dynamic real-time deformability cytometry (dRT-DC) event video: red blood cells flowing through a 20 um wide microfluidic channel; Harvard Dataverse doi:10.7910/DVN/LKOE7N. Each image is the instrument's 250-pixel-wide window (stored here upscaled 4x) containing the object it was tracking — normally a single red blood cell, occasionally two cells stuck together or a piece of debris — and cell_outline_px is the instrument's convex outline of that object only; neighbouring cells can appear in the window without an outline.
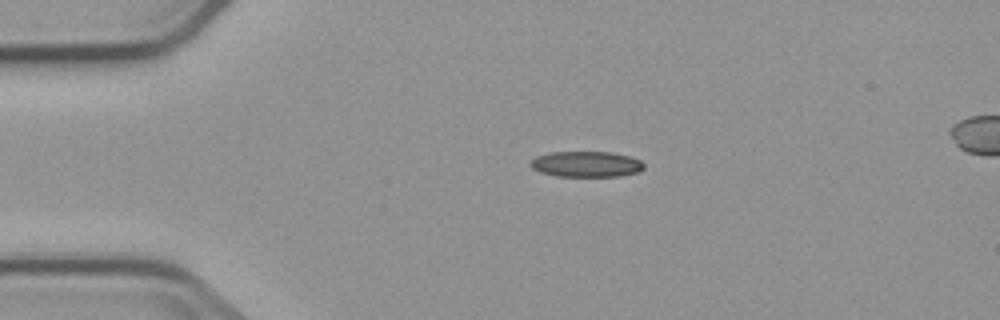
{"species": "common noctule bat (a hibernating species)", "species_latin": "Nyctalus noctula", "temperature_condition": "cold", "stored_images_in_passage": 3, "segment_of_instrument_passage": [1, 2], "camera_frame_rate_fps": 3000, "um_per_image_px": 0.085, "animal": {"sex": "male", "body_mass_g": 23.1, "forearm_length_mm": 52.7}, "frame": {"image": 1, "passage_image": 1, "time_ms": 0.0, "image_size_px": [1000, 320], "cell_outline_px": [[644, 168], [640, 172], [620, 176], [556, 176], [540, 172], [532, 168], [528, 164], [536, 156], [548, 152], [612, 152], [628, 156], [640, 160], [644, 164]], "centroid_in_image_um": [49.82, 13.95], "position_along_channel_um": 35.2, "area_um2": 17.11}}